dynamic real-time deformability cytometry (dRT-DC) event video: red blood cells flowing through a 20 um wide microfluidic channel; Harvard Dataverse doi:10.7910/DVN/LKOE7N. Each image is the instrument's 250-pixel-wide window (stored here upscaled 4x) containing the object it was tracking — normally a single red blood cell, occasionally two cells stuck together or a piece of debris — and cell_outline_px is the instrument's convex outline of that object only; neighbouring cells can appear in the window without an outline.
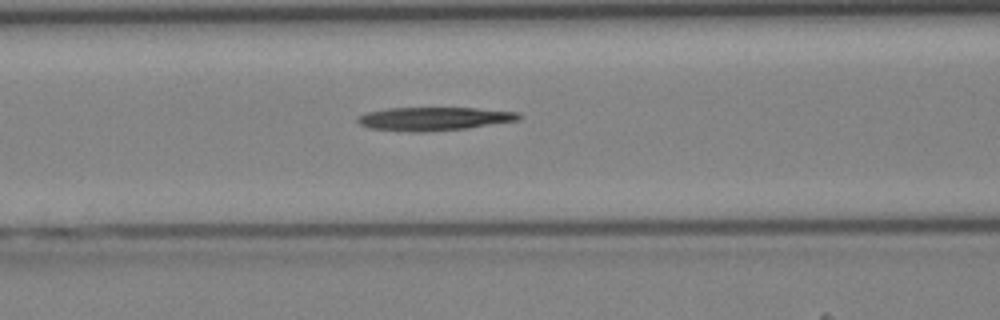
{"species": "Egyptian fruit bat (a non-hibernating species)", "species_latin": "Rousettus aegyptiacus", "temperature_condition": "cold", "stored_images_in_passage": 41, "camera_frame_rate_fps": 3000, "um_per_image_px": 0.085, "animal": {"sex": "female"}, "frame": {"image": 1, "passage_image": 17, "time_ms": 5.333, "image_size_px": [1000, 320], "cell_outline_px": [[520, 116], [516, 120], [464, 128], [420, 132], [412, 132], [368, 128], [360, 124], [356, 120], [360, 116], [368, 112], [388, 108], [476, 108], [520, 112]], "centroid_in_image_um": [36.83, 10.09], "position_along_channel_um": 129.8, "area_um2": 21.56}}
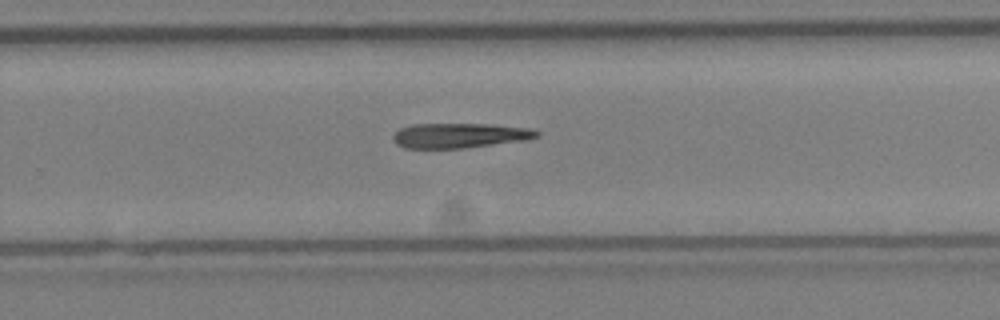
{"frame": {"image": 2, "passage_image": 27, "time_ms": 8.667, "image_size_px": [1000, 320], "cell_outline_px": [[540, 132], [536, 136], [524, 140], [464, 148], [404, 148], [396, 144], [392, 140], [392, 136], [400, 128], [412, 124], [488, 124], [532, 128]], "centroid_in_image_um": [39.02, 11.51], "position_along_channel_um": 290.8, "area_um2": 20.75}}
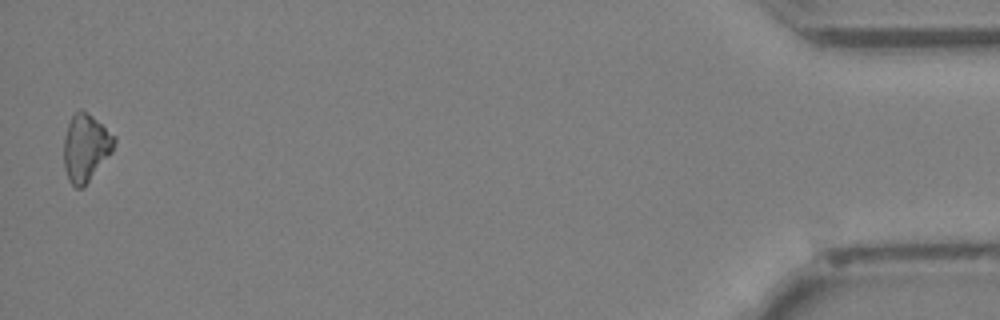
{"frame": {"image": 3, "passage_image": 41, "time_ms": 13.333, "image_size_px": [1000, 320], "cell_outline_px": [[116, 140], [112, 152], [88, 180], [80, 188], [76, 188], [68, 180], [64, 168], [64, 136], [68, 124], [72, 116], [80, 108], [92, 116], [116, 136]], "centroid_in_image_um": [7.28, 12.52], "position_along_channel_um": 427.9, "area_um2": 19.48}}